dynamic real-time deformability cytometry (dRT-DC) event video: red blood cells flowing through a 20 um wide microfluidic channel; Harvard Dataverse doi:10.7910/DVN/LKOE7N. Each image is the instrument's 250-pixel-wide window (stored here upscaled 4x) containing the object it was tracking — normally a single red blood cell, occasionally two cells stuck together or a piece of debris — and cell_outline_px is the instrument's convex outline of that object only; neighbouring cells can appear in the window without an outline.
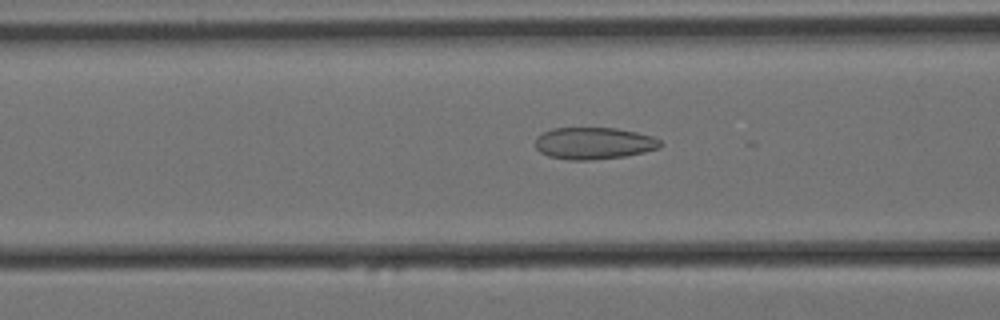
{"species": "Egyptian fruit bat (a non-hibernating species)", "species_latin": "Rousettus aegyptiacus", "temperature_condition": "cold", "stored_images_in_passage": 23, "camera_frame_rate_fps": 3000, "um_per_image_px": 0.085, "animal": {"sex": "female"}, "frame": {"image": 1, "passage_image": 22, "time_ms": 7.0, "image_size_px": [1000, 320], "cell_outline_px": [[664, 144], [660, 148], [644, 152], [624, 156], [588, 160], [568, 160], [548, 156], [540, 152], [536, 148], [536, 136], [552, 128], [616, 128], [636, 132], [652, 136], [660, 140]], "centroid_in_image_um": [50.48, 12.18], "position_along_channel_um": 116.1, "area_um2": 23.29}}